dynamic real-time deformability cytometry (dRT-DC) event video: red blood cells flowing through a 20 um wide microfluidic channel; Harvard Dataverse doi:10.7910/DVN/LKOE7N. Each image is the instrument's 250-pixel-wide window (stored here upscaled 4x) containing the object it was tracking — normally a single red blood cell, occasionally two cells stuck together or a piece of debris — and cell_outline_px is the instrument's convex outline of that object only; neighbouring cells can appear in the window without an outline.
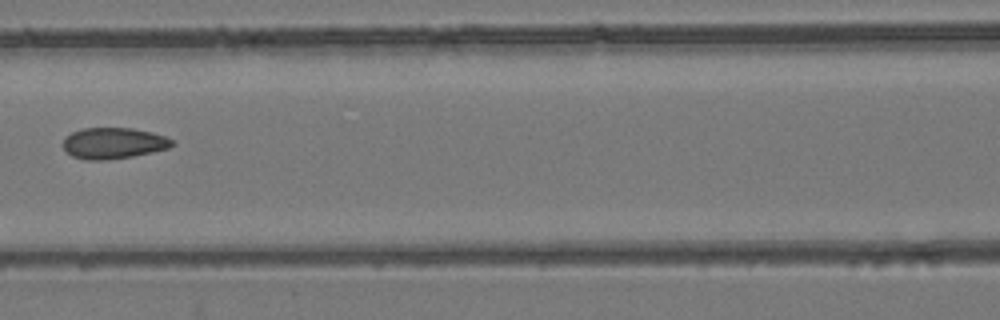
{"species": "common noctule bat (a hibernating species)", "species_latin": "Nyctalus noctula", "temperature_condition": "room temperature", "stored_images_in_passage": 8, "camera_frame_rate_fps": 3000, "um_per_image_px": 0.085, "animal": {"sex": "female", "body_mass_g": 24.6, "forearm_length_mm": 56.2}, "frame": {"image": 1, "passage_image": 6, "time_ms": 6.667, "image_size_px": [1000, 320], "cell_outline_px": [[176, 144], [168, 148], [152, 152], [132, 156], [108, 160], [84, 160], [72, 156], [64, 148], [64, 140], [72, 132], [84, 128], [132, 128], [152, 132], [164, 136], [172, 140]], "centroid_in_image_um": [9.66, 12.17], "position_along_channel_um": 156.9, "area_um2": 19.65}}
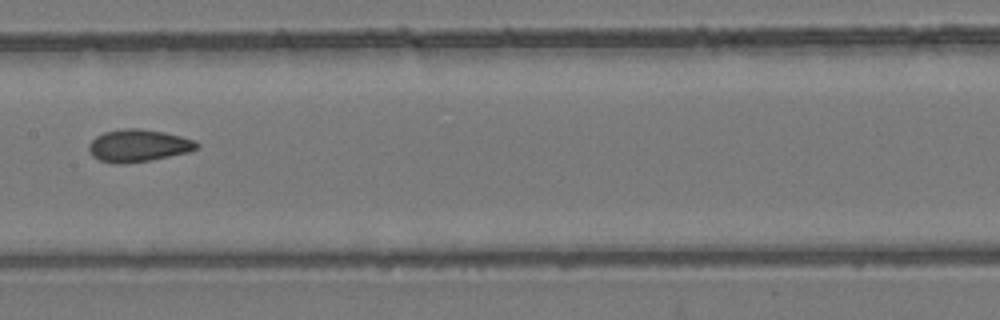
{"frame": {"image": 2, "passage_image": 7, "time_ms": 7.667, "image_size_px": [1000, 320], "cell_outline_px": [[200, 148], [188, 152], [148, 160], [124, 164], [116, 164], [100, 160], [92, 156], [88, 152], [88, 144], [96, 136], [104, 132], [124, 128], [140, 128], [164, 132], [180, 136], [192, 140], [200, 144]], "centroid_in_image_um": [11.73, 12.37], "position_along_channel_um": 195.7, "area_um2": 20.35}}
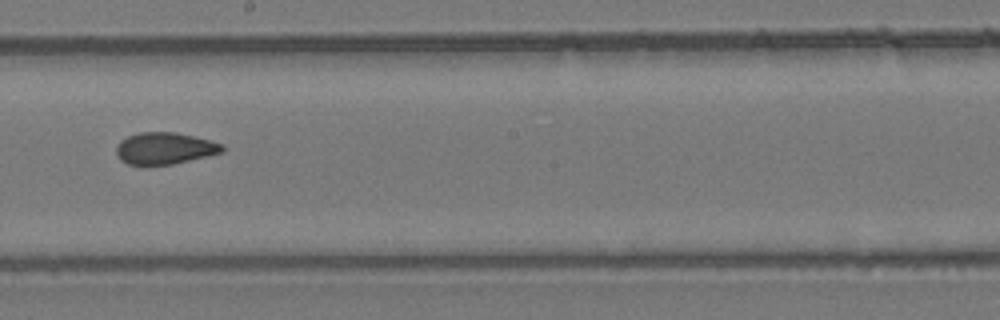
{"frame": {"image": 3, "passage_image": 8, "time_ms": 8.667, "image_size_px": [1000, 320], "cell_outline_px": [[224, 152], [208, 156], [172, 164], [128, 164], [120, 160], [116, 156], [116, 148], [120, 140], [128, 136], [140, 132], [176, 132], [224, 144]], "centroid_in_image_um": [13.99, 12.6], "position_along_channel_um": 234.2, "area_um2": 19.54}}